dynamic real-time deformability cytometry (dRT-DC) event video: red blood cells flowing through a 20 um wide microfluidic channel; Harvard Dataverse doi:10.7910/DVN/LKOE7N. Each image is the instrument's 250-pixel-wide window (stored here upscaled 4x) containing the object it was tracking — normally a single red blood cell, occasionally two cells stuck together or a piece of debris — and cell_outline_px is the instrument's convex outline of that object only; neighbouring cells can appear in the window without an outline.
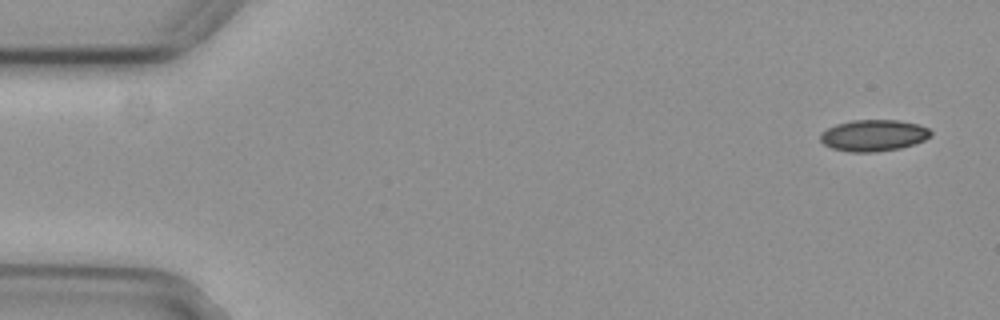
{"species": "common noctule bat (a hibernating species)", "species_latin": "Nyctalus noctula", "temperature_condition": "cold", "stored_images_in_passage": 5, "camera_frame_rate_fps": 3000, "um_per_image_px": 0.085, "animal": {"sex": "female", "body_mass_g": 29.2, "forearm_length_mm": 56.3}, "frame": {"image": 1, "passage_image": 1, "time_ms": 0.0, "image_size_px": [1000, 320], "cell_outline_px": [[932, 132], [924, 140], [900, 148], [876, 152], [848, 152], [832, 148], [824, 144], [820, 140], [820, 132], [836, 124], [852, 120], [900, 120], [916, 124], [928, 128]], "centroid_in_image_um": [74.21, 11.51], "position_along_channel_um": 10.8, "area_um2": 20.17}}
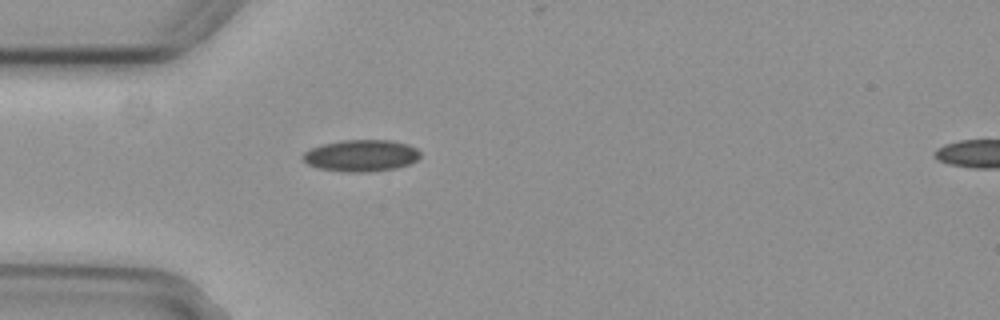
{"frame": {"image": 2, "passage_image": 4, "time_ms": 1.0, "image_size_px": [1000, 320], "cell_outline_px": [[420, 156], [416, 160], [408, 164], [396, 168], [368, 172], [344, 172], [320, 168], [308, 164], [304, 160], [304, 152], [320, 144], [340, 140], [388, 140], [408, 144], [416, 148], [420, 152]], "centroid_in_image_um": [30.7, 13.22], "position_along_channel_um": 54.3, "area_um2": 21.62}}